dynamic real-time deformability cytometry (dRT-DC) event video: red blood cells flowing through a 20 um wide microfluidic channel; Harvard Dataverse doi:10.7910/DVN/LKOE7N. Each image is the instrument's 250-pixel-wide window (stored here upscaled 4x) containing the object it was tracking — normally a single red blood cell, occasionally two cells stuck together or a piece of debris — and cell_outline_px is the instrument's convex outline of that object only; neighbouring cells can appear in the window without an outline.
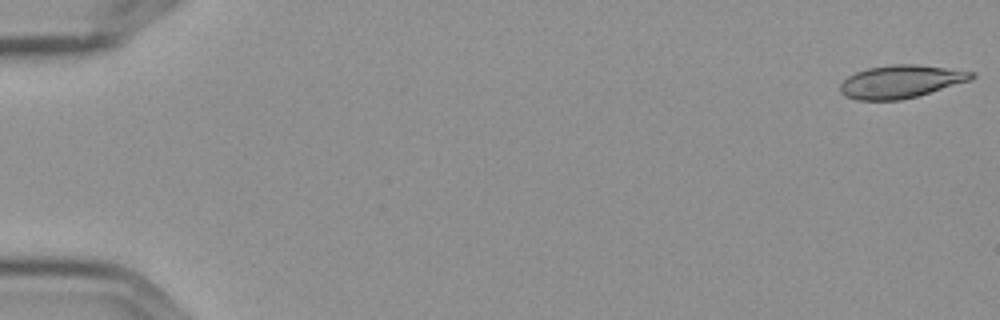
{"species": "Egyptian fruit bat (a non-hibernating species)", "species_latin": "Rousettus aegyptiacus", "temperature_condition": "cold", "stored_images_in_passage": 6, "camera_frame_rate_fps": 3000, "um_per_image_px": 0.085, "frame": {"image": 1, "passage_image": 1, "time_ms": 0.0, "image_size_px": [1000, 320], "cell_outline_px": [[976, 76], [972, 80], [916, 96], [900, 100], [856, 100], [844, 96], [840, 92], [840, 84], [848, 76], [856, 72], [868, 68], [892, 64], [916, 64], [976, 72]], "centroid_in_image_um": [76.57, 6.93], "position_along_channel_um": 8.4, "area_um2": 25.2}}
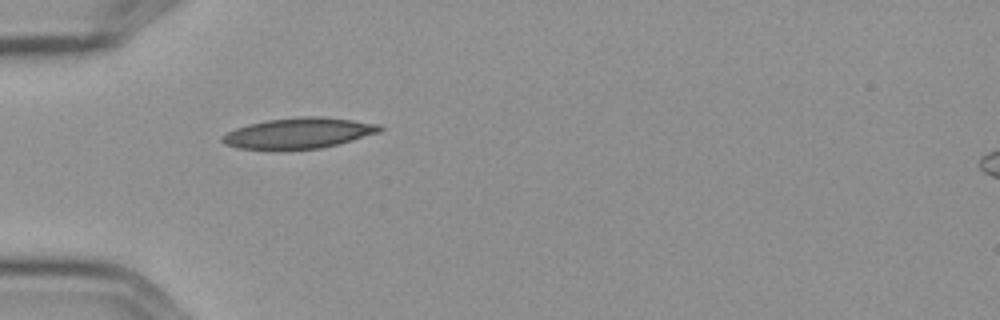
{"frame": {"image": 2, "passage_image": 5, "time_ms": 1.333, "image_size_px": [1000, 320], "cell_outline_px": [[384, 128], [380, 132], [352, 140], [320, 148], [280, 152], [272, 152], [240, 148], [224, 144], [220, 140], [220, 136], [236, 128], [248, 124], [264, 120], [300, 116], [320, 116], [352, 120], [380, 124]], "centroid_in_image_um": [25.32, 11.35], "position_along_channel_um": 59.7, "area_um2": 29.02}}
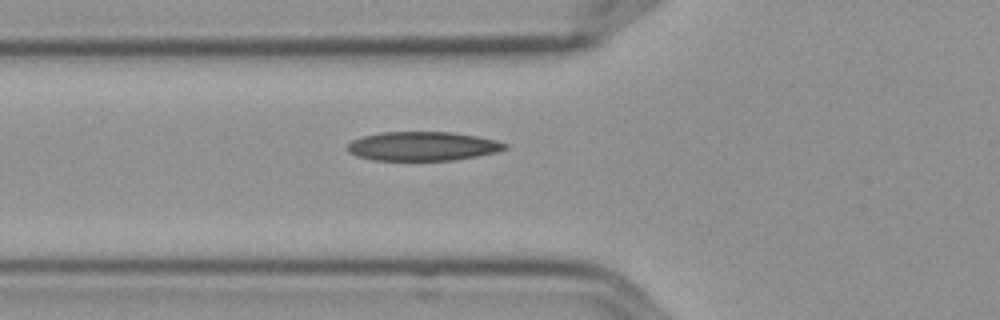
{"frame": {"image": 3, "passage_image": 6, "time_ms": 1.667, "image_size_px": [1000, 320], "cell_outline_px": [[508, 148], [496, 152], [476, 156], [452, 160], [372, 160], [356, 156], [348, 152], [348, 144], [352, 140], [364, 136], [380, 132], [452, 132], [476, 136], [496, 140], [508, 144]], "centroid_in_image_um": [35.92, 12.42], "position_along_channel_um": 89.9, "area_um2": 26.59}}